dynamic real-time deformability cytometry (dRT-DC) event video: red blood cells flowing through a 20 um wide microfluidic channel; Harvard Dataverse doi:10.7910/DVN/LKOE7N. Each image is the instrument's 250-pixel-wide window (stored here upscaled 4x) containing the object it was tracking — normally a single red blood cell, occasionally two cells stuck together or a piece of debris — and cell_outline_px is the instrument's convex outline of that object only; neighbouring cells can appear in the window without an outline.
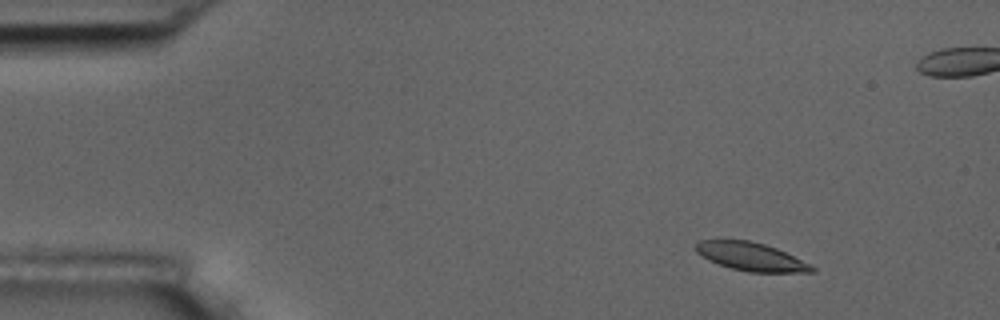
{"species": "common noctule bat (a hibernating species)", "species_latin": "Nyctalus noctula", "temperature_condition": "room temperature", "stored_images_in_passage": 8, "camera_frame_rate_fps": 3000, "um_per_image_px": 0.085, "animal": {"sex": "male", "body_mass_g": 17.5, "forearm_length_mm": 52.3}, "frame": {"image": 1, "passage_image": 2, "time_ms": 1.0, "image_size_px": [1000, 320], "cell_outline_px": [[816, 272], [748, 272], [732, 268], [708, 260], [696, 252], [696, 244], [700, 240], [748, 240], [764, 244], [776, 248], [812, 264], [816, 268]], "centroid_in_image_um": [63.87, 21.82], "position_along_channel_um": 21.1, "area_um2": 19.02}}
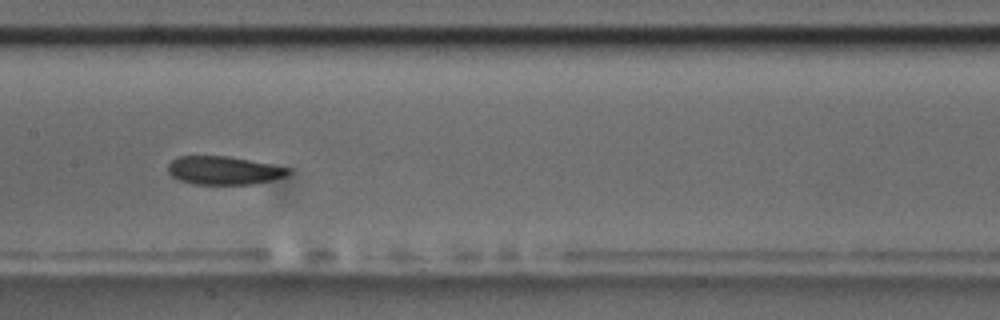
{"frame": {"image": 2, "passage_image": 8, "time_ms": 8.0, "image_size_px": [1000, 320], "cell_outline_px": [[292, 172], [284, 176], [272, 180], [252, 184], [192, 184], [180, 180], [172, 176], [168, 172], [168, 164], [176, 156], [228, 156], [292, 168]], "centroid_in_image_um": [19.02, 14.48], "position_along_channel_um": 188.4, "area_um2": 19.88}}